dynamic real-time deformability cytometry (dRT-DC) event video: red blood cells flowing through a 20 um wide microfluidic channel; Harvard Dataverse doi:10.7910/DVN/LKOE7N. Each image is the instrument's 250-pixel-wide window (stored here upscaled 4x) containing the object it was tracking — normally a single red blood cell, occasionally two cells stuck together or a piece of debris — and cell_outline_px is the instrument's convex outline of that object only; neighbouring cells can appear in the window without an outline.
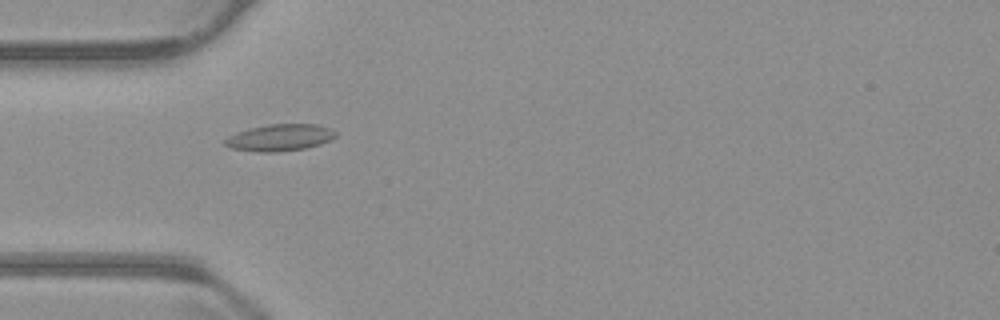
{"species": "common noctule bat (a hibernating species)", "species_latin": "Nyctalus noctula", "temperature_condition": "warm", "stored_images_in_passage": 55, "camera_frame_rate_fps": 3000, "um_per_image_px": 0.085, "animal": {"sex": "male", "body_mass_g": 23.1, "forearm_length_mm": 52.7}, "frame": {"image": 1, "passage_image": 17, "time_ms": 5.333, "image_size_px": [1000, 320], "cell_outline_px": [[336, 136], [332, 140], [320, 144], [304, 148], [276, 152], [260, 152], [228, 148], [224, 144], [224, 140], [228, 136], [236, 132], [268, 124], [316, 124], [332, 128], [336, 132]], "centroid_in_image_um": [23.79, 11.69], "position_along_channel_um": 61.2, "area_um2": 17.34}}
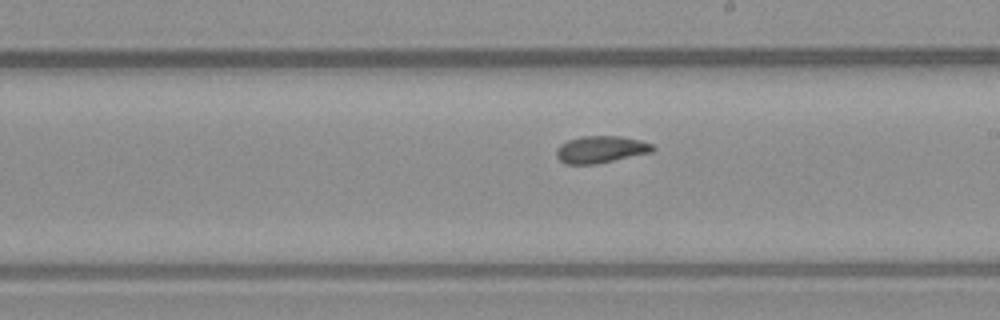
{"frame": {"image": 2, "passage_image": 31, "time_ms": 10.0, "image_size_px": [1000, 320], "cell_outline_px": [[656, 148], [652, 152], [596, 164], [564, 164], [556, 156], [556, 148], [560, 144], [568, 140], [580, 136], [620, 136], [640, 140], [652, 144]], "centroid_in_image_um": [51.05, 12.7], "position_along_channel_um": 238.0, "area_um2": 15.26}}
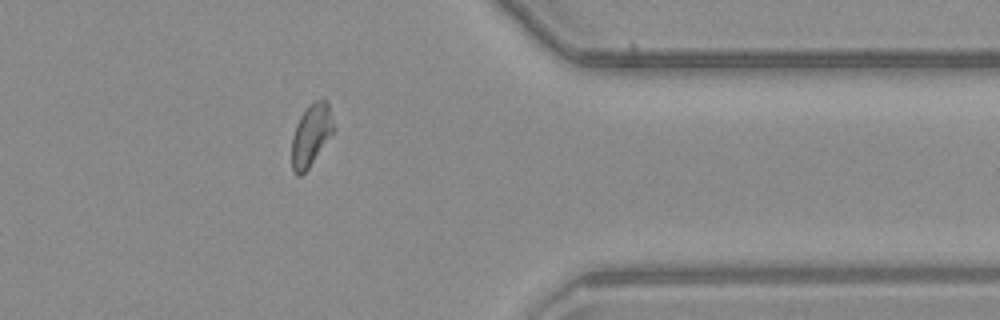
{"frame": {"image": 3, "passage_image": 44, "time_ms": 14.333, "image_size_px": [1000, 320], "cell_outline_px": [[336, 128], [308, 168], [300, 176], [296, 176], [292, 172], [292, 136], [296, 124], [300, 116], [308, 104], [316, 100], [328, 100]], "centroid_in_image_um": [26.45, 11.45], "position_along_channel_um": 385.0, "area_um2": 15.26}, "authors_computed_cell_mechanics": {"area_um2": 15.7794, "velocity_mm_per_s": 3.7925, "shape_relaxation_time_tau1_ms": null, "shape_relaxation_time_tau2_ms": 3.5949, "deformation_change_tau1": null, "deformation_change_tau2": 0.0818}}